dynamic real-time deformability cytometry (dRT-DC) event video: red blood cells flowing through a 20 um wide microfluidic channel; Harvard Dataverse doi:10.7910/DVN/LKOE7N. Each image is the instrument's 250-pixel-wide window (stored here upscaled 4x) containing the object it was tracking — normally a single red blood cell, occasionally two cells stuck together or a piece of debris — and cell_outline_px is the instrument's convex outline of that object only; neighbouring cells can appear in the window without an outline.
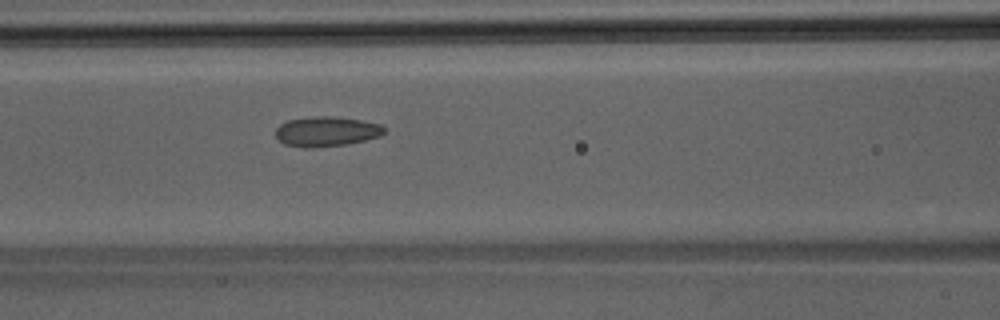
{"species": "Egyptian fruit bat (a non-hibernating species)", "species_latin": "Rousettus aegyptiacus", "temperature_condition": "room temperature", "stored_images_in_passage": 26, "camera_frame_rate_fps": 3000, "um_per_image_px": 0.085, "animal": {"sex": "male"}, "frame": {"image": 1, "passage_image": 8, "time_ms": 2.333, "image_size_px": [1000, 320], "cell_outline_px": [[388, 128], [380, 136], [348, 144], [312, 148], [304, 148], [284, 144], [276, 136], [276, 128], [280, 124], [288, 120], [312, 116], [332, 116], [360, 120], [380, 124]], "centroid_in_image_um": [27.75, 11.18], "position_along_channel_um": 138.8, "area_um2": 19.02}}
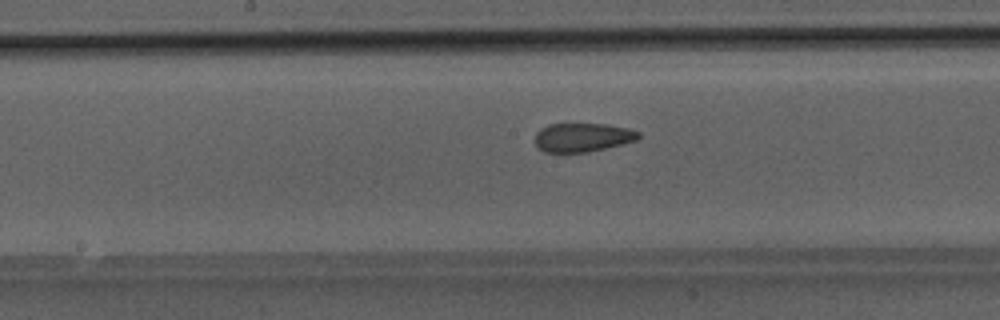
{"frame": {"image": 2, "passage_image": 12, "time_ms": 3.667, "image_size_px": [1000, 320], "cell_outline_px": [[640, 136], [636, 140], [588, 152], [544, 152], [536, 144], [536, 132], [540, 128], [548, 124], [608, 124], [628, 128], [640, 132]], "centroid_in_image_um": [49.51, 11.66], "position_along_channel_um": 198.7, "area_um2": 17.22}}